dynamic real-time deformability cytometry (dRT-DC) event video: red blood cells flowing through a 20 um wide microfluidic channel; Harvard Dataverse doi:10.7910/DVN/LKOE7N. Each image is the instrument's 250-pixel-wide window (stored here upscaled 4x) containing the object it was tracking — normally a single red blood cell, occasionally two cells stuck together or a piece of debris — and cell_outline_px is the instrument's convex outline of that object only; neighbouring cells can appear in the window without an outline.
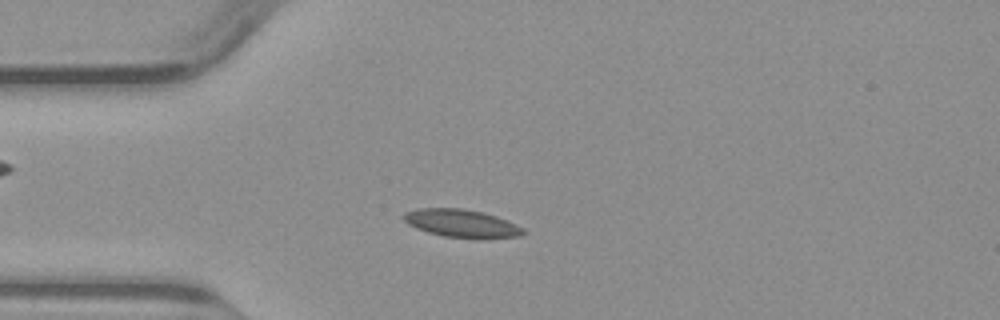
{"species": "common noctule bat (a hibernating species)", "species_latin": "Nyctalus noctula", "temperature_condition": "warm", "stored_images_in_passage": 48, "camera_frame_rate_fps": 3000, "um_per_image_px": 0.085, "animal": {"sex": "male", "body_mass_g": 23.1, "forearm_length_mm": 52.7}, "frame": {"image": 1, "passage_image": 11, "time_ms": 3.333, "image_size_px": [1000, 320], "cell_outline_px": [[528, 232], [520, 236], [480, 240], [444, 236], [428, 232], [416, 228], [408, 224], [400, 216], [404, 212], [420, 208], [464, 208], [484, 212], [496, 216], [516, 224], [524, 228]], "centroid_in_image_um": [39.27, 19.0], "position_along_channel_um": 45.7, "area_um2": 20.0}}
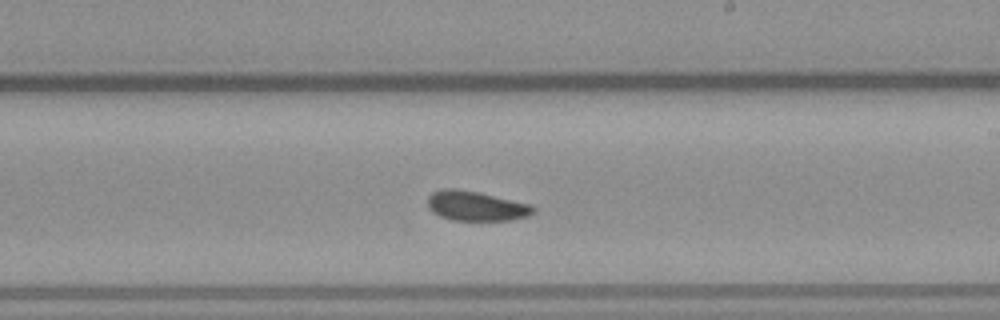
{"frame": {"image": 2, "passage_image": 27, "time_ms": 8.667, "image_size_px": [1000, 320], "cell_outline_px": [[536, 212], [528, 216], [508, 220], [452, 220], [440, 216], [432, 212], [428, 208], [428, 196], [432, 192], [444, 188], [456, 188], [476, 192], [532, 204], [536, 208]], "centroid_in_image_um": [40.46, 17.51], "position_along_channel_um": 248.5, "area_um2": 18.32}}
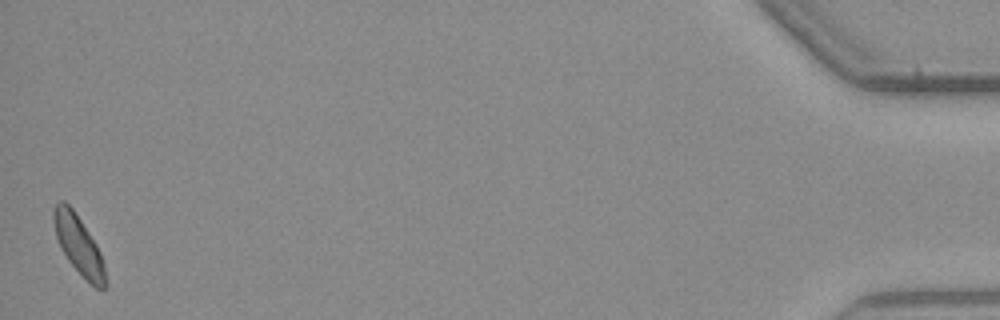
{"frame": {"image": 3, "passage_image": 48, "time_ms": 15.667, "image_size_px": [1000, 320], "cell_outline_px": [[108, 284], [104, 288], [96, 288], [68, 260], [60, 248], [56, 236], [52, 220], [52, 208], [60, 200], [64, 200], [72, 208], [96, 244], [100, 252], [104, 264]], "centroid_in_image_um": [6.67, 20.8], "position_along_channel_um": 428.5, "area_um2": 17.51}}